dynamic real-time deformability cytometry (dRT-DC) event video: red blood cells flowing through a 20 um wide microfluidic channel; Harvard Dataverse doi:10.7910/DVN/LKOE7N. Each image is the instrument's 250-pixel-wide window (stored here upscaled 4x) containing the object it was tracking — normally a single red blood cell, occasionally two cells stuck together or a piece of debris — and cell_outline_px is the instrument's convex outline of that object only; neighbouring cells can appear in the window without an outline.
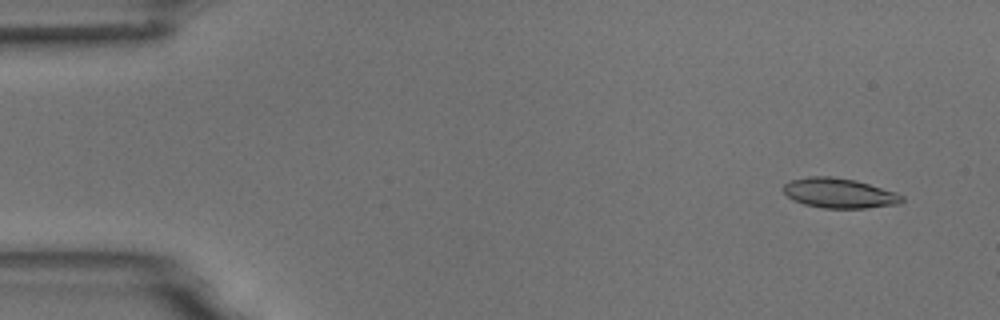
{"species": "common noctule bat (a hibernating species)", "species_latin": "Nyctalus noctula", "temperature_condition": "room temperature", "stored_images_in_passage": 8, "camera_frame_rate_fps": 3000, "um_per_image_px": 0.085, "animal": {"sex": "male", "body_mass_g": 18.8}, "frame": {"image": 1, "passage_image": 4, "time_ms": 1.0, "image_size_px": [1000, 320], "cell_outline_px": [[904, 200], [900, 204], [868, 208], [824, 208], [804, 204], [792, 200], [784, 192], [784, 184], [792, 180], [808, 176], [832, 176], [856, 180], [896, 192], [904, 196]], "centroid_in_image_um": [71.37, 16.42], "position_along_channel_um": 13.6, "area_um2": 20.75}}